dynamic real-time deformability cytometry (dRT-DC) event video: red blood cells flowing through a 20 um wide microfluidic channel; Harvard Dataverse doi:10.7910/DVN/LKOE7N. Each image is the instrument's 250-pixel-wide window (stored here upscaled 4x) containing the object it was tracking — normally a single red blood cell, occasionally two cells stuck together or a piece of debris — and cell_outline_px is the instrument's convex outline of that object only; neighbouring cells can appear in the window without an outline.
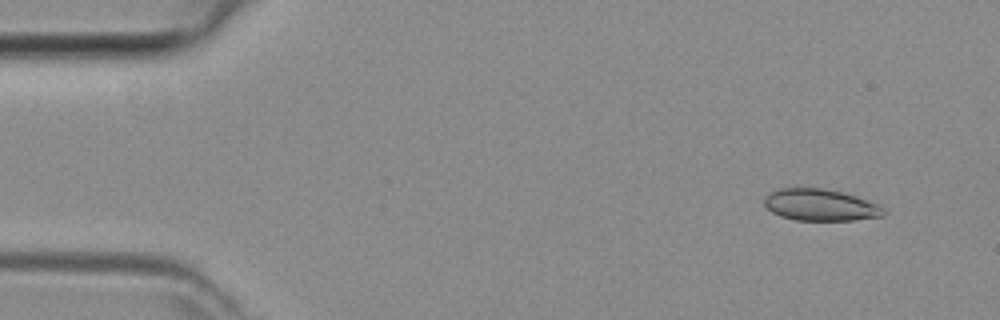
{"species": "common noctule bat (a hibernating species)", "species_latin": "Nyctalus noctula", "temperature_condition": "room temperature", "stored_images_in_passage": 47, "camera_frame_rate_fps": 3000, "um_per_image_px": 0.085, "animal": {"sex": "female", "body_mass_g": 29.2, "forearm_length_mm": 56.3}, "frame": {"image": 1, "passage_image": 4, "time_ms": 1.0, "image_size_px": [1000, 320], "cell_outline_px": [[884, 216], [852, 220], [796, 220], [780, 216], [772, 212], [764, 204], [764, 196], [768, 192], [776, 188], [824, 188], [856, 196], [880, 204], [884, 208]], "centroid_in_image_um": [69.71, 17.41], "position_along_channel_um": 15.3, "area_um2": 22.2}}
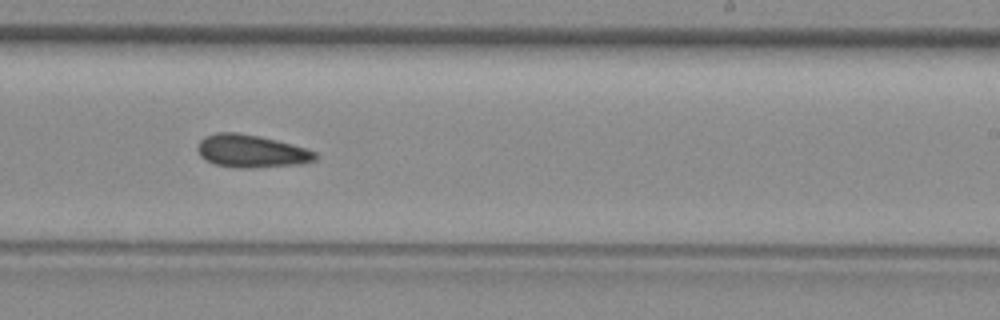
{"frame": {"image": 2, "passage_image": 28, "time_ms": 9.0, "image_size_px": [1000, 320], "cell_outline_px": [[320, 156], [316, 160], [300, 164], [252, 168], [240, 168], [216, 164], [204, 160], [200, 156], [196, 148], [196, 144], [204, 136], [216, 132], [236, 132], [260, 136], [292, 144], [316, 152]], "centroid_in_image_um": [21.34, 12.84], "position_along_channel_um": 267.7, "area_um2": 22.72}}
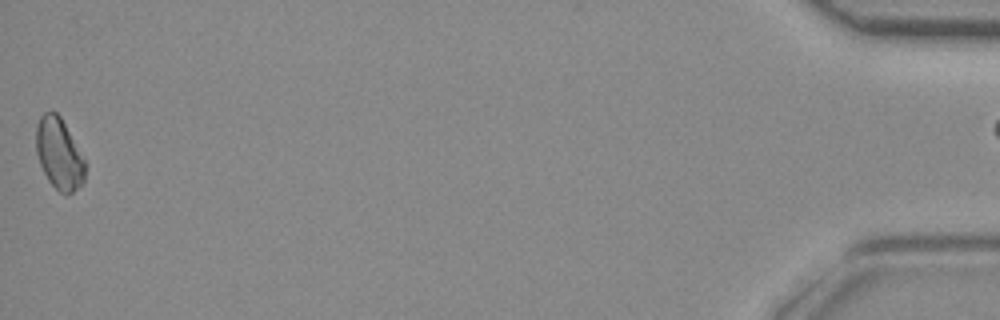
{"frame": {"image": 3, "passage_image": 46, "time_ms": 15.0, "image_size_px": [1000, 320], "cell_outline_px": [[84, 184], [68, 196], [64, 196], [48, 180], [40, 164], [36, 152], [36, 124], [40, 116], [44, 112], [56, 112], [60, 116], [84, 160]], "centroid_in_image_um": [5.0, 13.11], "position_along_channel_um": 430.2, "area_um2": 20.17}}